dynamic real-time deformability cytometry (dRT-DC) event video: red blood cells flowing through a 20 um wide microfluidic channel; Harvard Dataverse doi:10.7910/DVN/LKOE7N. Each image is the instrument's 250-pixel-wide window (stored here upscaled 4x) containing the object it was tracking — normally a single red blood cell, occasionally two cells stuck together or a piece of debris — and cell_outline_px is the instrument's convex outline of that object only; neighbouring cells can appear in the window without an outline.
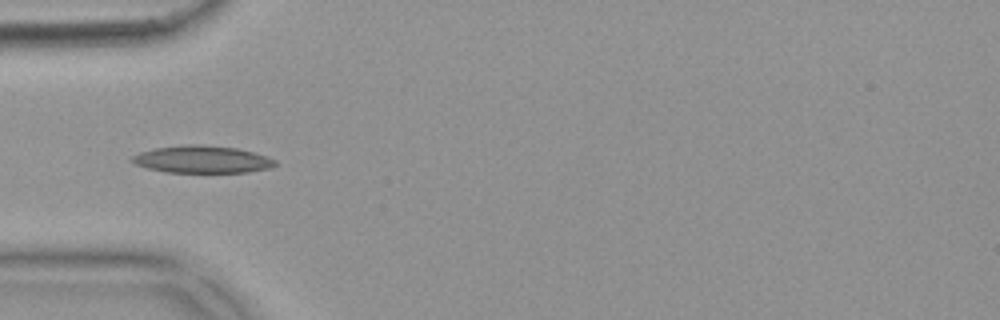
{"species": "common noctule bat (a hibernating species)", "species_latin": "Nyctalus noctula", "temperature_condition": "warm", "stored_images_in_passage": 25, "camera_frame_rate_fps": 3000, "um_per_image_px": 0.085, "animal": {"sex": "female", "body_mass_g": 18.4}, "frame": {"image": 1, "passage_image": 4, "time_ms": 1.0, "image_size_px": [1000, 320], "cell_outline_px": [[276, 164], [268, 168], [248, 172], [164, 172], [148, 168], [136, 164], [128, 160], [132, 156], [140, 152], [156, 148], [184, 144], [200, 144], [236, 148], [252, 152], [276, 160]], "centroid_in_image_um": [17.13, 13.54], "position_along_channel_um": 67.9, "area_um2": 22.6}}